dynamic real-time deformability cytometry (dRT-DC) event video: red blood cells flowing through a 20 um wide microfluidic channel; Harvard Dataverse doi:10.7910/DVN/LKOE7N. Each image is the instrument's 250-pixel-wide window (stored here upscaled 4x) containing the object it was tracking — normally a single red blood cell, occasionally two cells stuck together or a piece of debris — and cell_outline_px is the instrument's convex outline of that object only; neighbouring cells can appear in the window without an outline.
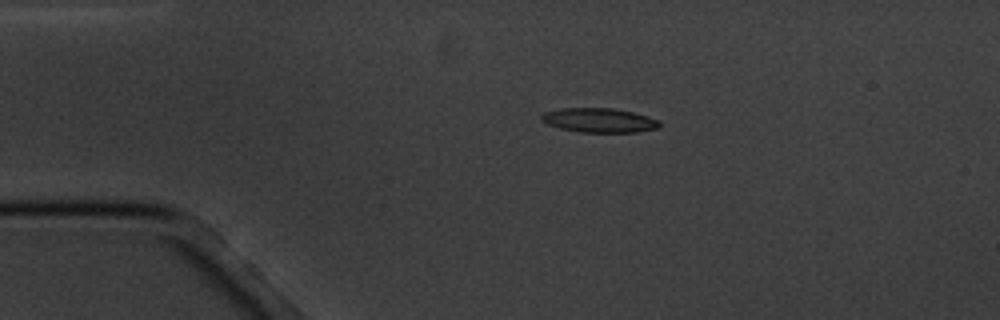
{"species": "common noctule bat (a hibernating species)", "species_latin": "Nyctalus noctula", "temperature_condition": "cold", "stored_images_in_passage": 9, "camera_frame_rate_fps": 3000, "um_per_image_px": 0.085, "animal": {"sex": "male", "body_mass_g": 20.1, "forearm_length_mm": 53.5}, "frame": {"image": 1, "passage_image": 2, "time_ms": 2.0, "image_size_px": [1000, 320], "cell_outline_px": [[660, 124], [656, 128], [636, 132], [580, 132], [560, 128], [548, 124], [540, 120], [540, 116], [544, 112], [560, 108], [612, 108], [632, 112], [648, 116], [660, 120]], "centroid_in_image_um": [50.9, 10.21], "position_along_channel_um": 34.1, "area_um2": 16.7}}
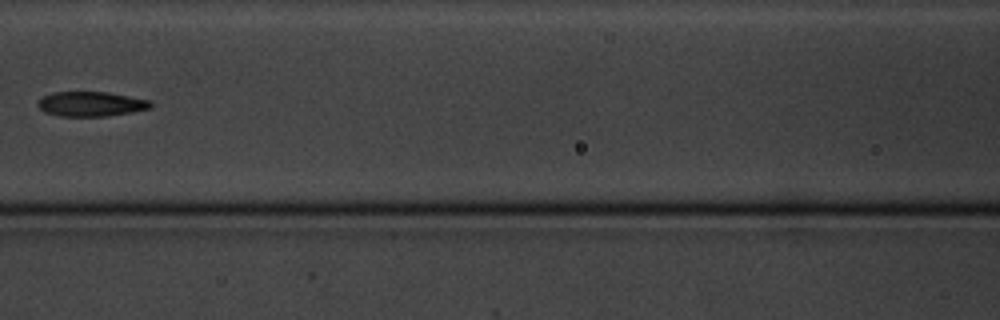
{"frame": {"image": 2, "passage_image": 6, "time_ms": 6.667, "image_size_px": [1000, 320], "cell_outline_px": [[152, 108], [132, 112], [104, 116], [60, 116], [44, 112], [36, 104], [44, 96], [52, 92], [108, 92], [152, 100]], "centroid_in_image_um": [7.77, 8.83], "position_along_channel_um": 158.8, "area_um2": 16.3}}
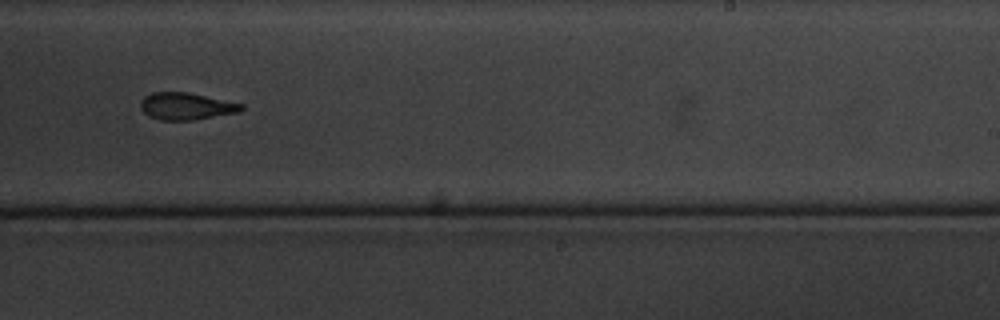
{"frame": {"image": 3, "passage_image": 9, "time_ms": 10.0, "image_size_px": [1000, 320], "cell_outline_px": [[244, 108], [240, 112], [192, 120], [160, 120], [148, 116], [140, 108], [140, 100], [144, 96], [152, 92], [188, 92], [244, 104]], "centroid_in_image_um": [15.81, 9.02], "position_along_channel_um": 273.2, "area_um2": 16.01}}